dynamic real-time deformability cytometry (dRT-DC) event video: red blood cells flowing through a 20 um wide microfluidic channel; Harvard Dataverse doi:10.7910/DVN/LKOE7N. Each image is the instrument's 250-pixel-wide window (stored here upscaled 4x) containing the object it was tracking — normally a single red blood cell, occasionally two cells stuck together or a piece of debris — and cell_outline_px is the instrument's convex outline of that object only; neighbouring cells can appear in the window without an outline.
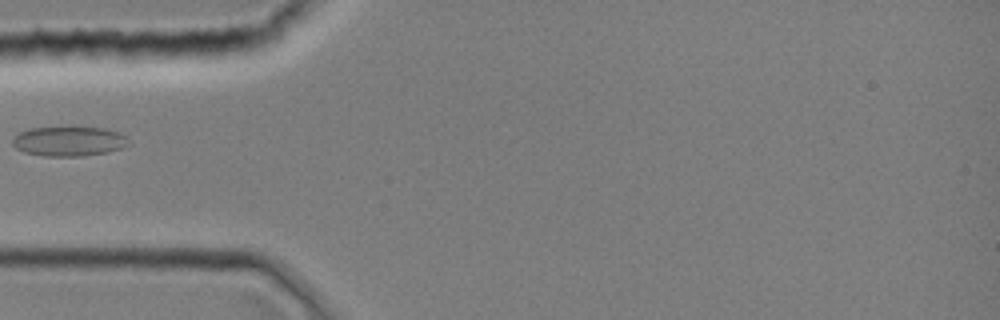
{"species": "common noctule bat (a hibernating species)", "species_latin": "Nyctalus noctula", "temperature_condition": "room temperature", "stored_images_in_passage": 1, "camera_frame_rate_fps": 3000, "um_per_image_px": 0.085, "animal": {"sex": "female", "body_mass_g": 19.0, "forearm_length_mm": 51.5}, "frame": {"image": 1, "passage_image": 1, "time_ms": 0.0, "image_size_px": [1000, 320], "cell_outline_px": [[128, 144], [120, 148], [108, 152], [80, 156], [44, 156], [24, 152], [16, 148], [12, 144], [12, 140], [16, 132], [28, 128], [72, 124], [104, 128], [120, 132], [124, 136]], "centroid_in_image_um": [5.79, 11.94], "position_along_channel_um": 79.2, "area_um2": 20.98}}